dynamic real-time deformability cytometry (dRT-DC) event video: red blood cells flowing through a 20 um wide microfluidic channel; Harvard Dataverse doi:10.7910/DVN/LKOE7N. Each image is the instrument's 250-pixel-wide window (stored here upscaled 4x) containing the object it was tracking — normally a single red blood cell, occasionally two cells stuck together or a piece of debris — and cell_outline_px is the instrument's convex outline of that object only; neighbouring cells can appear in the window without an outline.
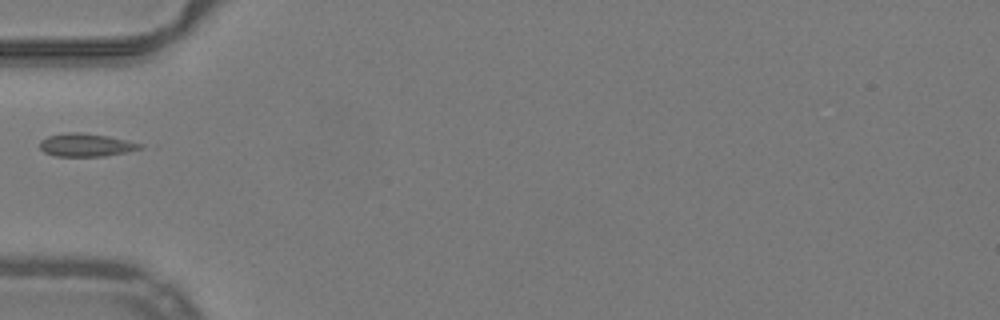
{"species": "common noctule bat (a hibernating species)", "species_latin": "Nyctalus noctula", "temperature_condition": "warm", "stored_images_in_passage": 35, "camera_frame_rate_fps": 3000, "um_per_image_px": 0.085, "animal": {"sex": "male", "body_mass_g": 19.2, "forearm_length_mm": 51.8}, "frame": {"image": 1, "passage_image": 1, "time_ms": 0.0, "image_size_px": [1000, 320], "cell_outline_px": [[144, 148], [128, 152], [104, 156], [56, 156], [44, 152], [40, 148], [40, 140], [48, 136], [64, 132], [80, 132], [108, 136], [144, 144]], "centroid_in_image_um": [7.33, 12.32], "position_along_channel_um": 77.7, "area_um2": 13.58}}
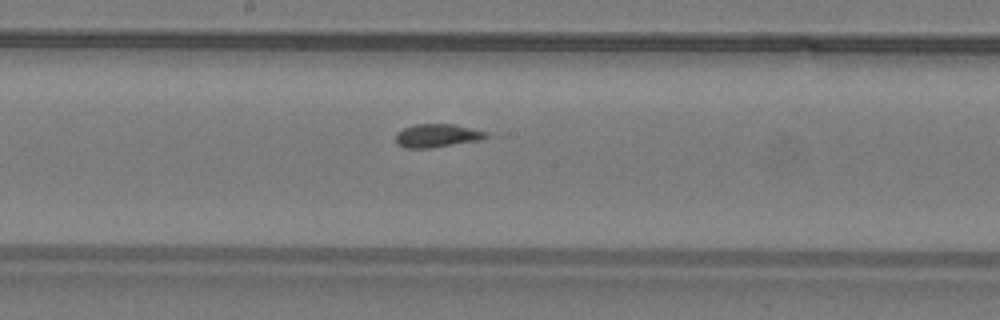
{"frame": {"image": 2, "passage_image": 11, "time_ms": 3.333, "image_size_px": [1000, 320], "cell_outline_px": [[492, 136], [484, 140], [432, 148], [404, 148], [396, 144], [396, 132], [404, 128], [416, 124], [456, 124], [488, 132]], "centroid_in_image_um": [37.23, 11.54], "position_along_channel_um": 211.0, "area_um2": 12.72}}
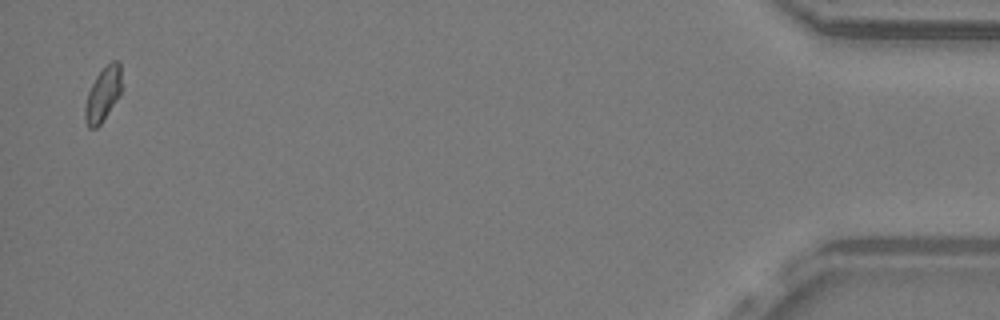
{"frame": {"image": 3, "passage_image": 34, "time_ms": 11.0, "image_size_px": [1000, 320], "cell_outline_px": [[120, 96], [100, 124], [96, 128], [88, 128], [84, 120], [84, 108], [88, 92], [96, 76], [112, 60], [120, 60]], "centroid_in_image_um": [8.73, 8.04], "position_along_channel_um": 426.5, "area_um2": 11.44}}